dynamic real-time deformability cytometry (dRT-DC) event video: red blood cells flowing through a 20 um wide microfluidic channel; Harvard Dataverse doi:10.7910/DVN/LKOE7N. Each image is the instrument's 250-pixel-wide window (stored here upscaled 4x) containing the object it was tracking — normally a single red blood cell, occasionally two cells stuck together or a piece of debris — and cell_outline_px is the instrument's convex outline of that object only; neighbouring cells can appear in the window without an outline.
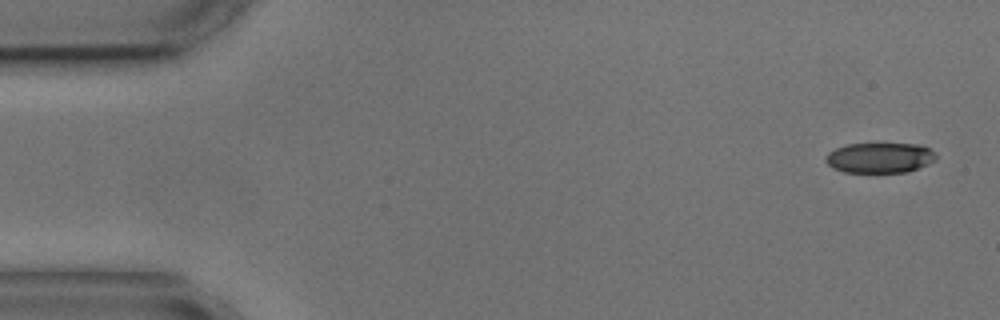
{"species": "common noctule bat (a hibernating species)", "species_latin": "Nyctalus noctula", "temperature_condition": "cold", "stored_images_in_passage": 5, "camera_frame_rate_fps": 3000, "um_per_image_px": 0.085, "animal": {"sex": "male", "body_mass_g": 17.9, "forearm_length_mm": 54.2}, "frame": {"image": 1, "passage_image": 1, "time_ms": 0.0, "image_size_px": [1000, 320], "cell_outline_px": [[936, 160], [928, 164], [908, 172], [844, 172], [832, 168], [824, 160], [828, 152], [836, 148], [848, 144], [920, 144], [936, 152]], "centroid_in_image_um": [74.79, 13.41], "position_along_channel_um": 10.2, "area_um2": 19.54}}
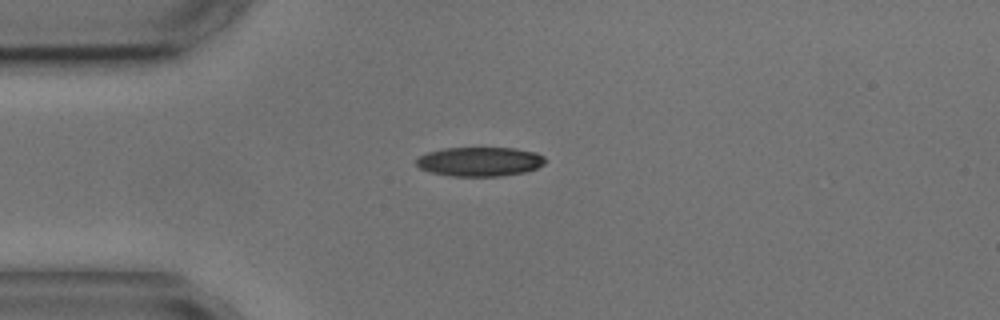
{"frame": {"image": 2, "passage_image": 4, "time_ms": 3.667, "image_size_px": [1000, 320], "cell_outline_px": [[548, 160], [544, 164], [536, 168], [524, 172], [500, 176], [452, 176], [432, 172], [420, 168], [416, 164], [416, 160], [420, 156], [428, 152], [444, 148], [516, 148], [536, 152], [544, 156]], "centroid_in_image_um": [40.82, 13.73], "position_along_channel_um": 44.2, "area_um2": 21.96}}
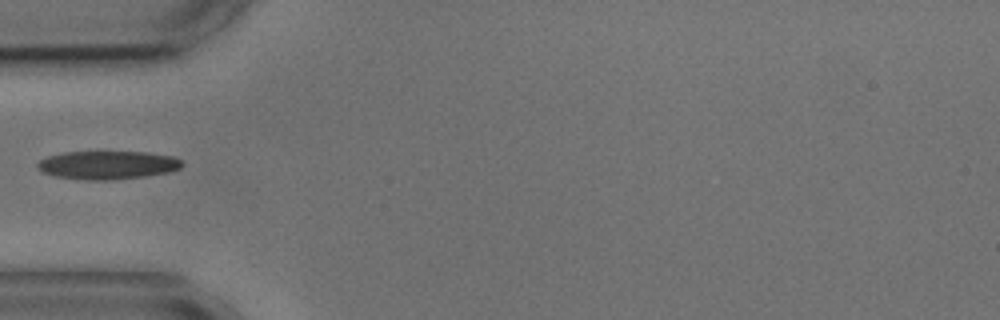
{"frame": {"image": 3, "passage_image": 5, "time_ms": 5.0, "image_size_px": [1000, 320], "cell_outline_px": [[184, 164], [180, 168], [168, 172], [144, 176], [112, 180], [84, 180], [56, 176], [40, 172], [36, 168], [36, 164], [40, 160], [48, 156], [64, 152], [96, 148], [148, 152], [172, 156], [180, 160]], "centroid_in_image_um": [9.09, 13.97], "position_along_channel_um": 75.9, "area_um2": 25.14}}